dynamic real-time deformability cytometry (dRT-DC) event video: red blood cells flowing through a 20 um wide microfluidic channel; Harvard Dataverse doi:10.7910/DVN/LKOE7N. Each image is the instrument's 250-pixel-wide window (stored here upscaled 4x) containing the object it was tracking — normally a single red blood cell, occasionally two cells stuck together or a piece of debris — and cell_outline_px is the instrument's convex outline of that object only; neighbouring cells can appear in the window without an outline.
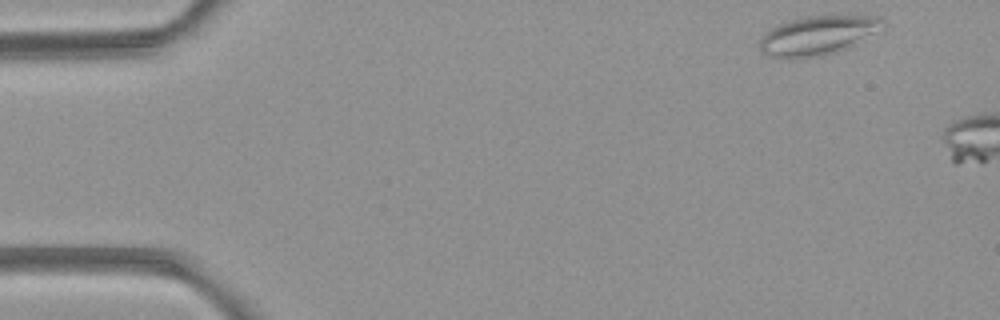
{"species": "common noctule bat (a hibernating species)", "species_latin": "Nyctalus noctula", "temperature_condition": "room temperature", "stored_images_in_passage": 2, "camera_frame_rate_fps": 3000, "um_per_image_px": 0.085, "animal": {"sex": "female", "body_mass_g": 21.9}, "frame": {"image": 1, "passage_image": 1, "time_ms": 0.0, "image_size_px": [1000, 320], "cell_outline_px": [[884, 24], [872, 32], [836, 48], [824, 52], [808, 56], [772, 56], [764, 52], [760, 48], [760, 36], [772, 28], [780, 24], [792, 20], [808, 16], [872, 16], [880, 20]], "centroid_in_image_um": [69.34, 2.94], "position_along_channel_um": 15.7, "area_um2": 25.2}}